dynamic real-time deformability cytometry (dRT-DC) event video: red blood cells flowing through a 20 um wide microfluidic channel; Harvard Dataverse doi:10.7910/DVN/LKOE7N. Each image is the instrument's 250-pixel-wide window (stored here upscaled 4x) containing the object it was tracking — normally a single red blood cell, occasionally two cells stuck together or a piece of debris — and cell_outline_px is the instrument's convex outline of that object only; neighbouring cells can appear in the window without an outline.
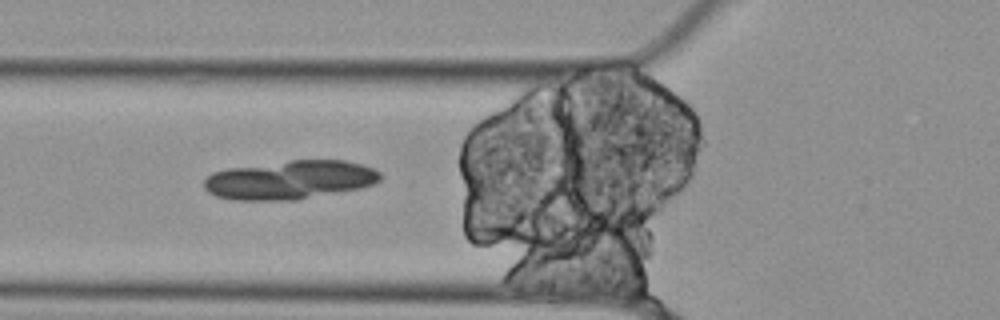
{"species": "Egyptian fruit bat (a non-hibernating species)", "species_latin": "Rousettus aegyptiacus", "temperature_condition": "cold", "stored_images_in_passage": 55, "camera_frame_rate_fps": 3000, "um_per_image_px": 0.085, "animal": {"sex": "female"}, "frame": {"image": 1, "passage_image": 19, "time_ms": 6.0, "image_size_px": [1000, 320], "cell_outline_px": [[380, 180], [372, 184], [360, 188], [296, 200], [232, 200], [216, 196], [208, 192], [204, 188], [204, 180], [212, 172], [228, 168], [292, 160], [344, 160], [364, 164], [380, 172]], "centroid_in_image_um": [24.62, 15.29], "position_along_channel_um": 101.2, "area_um2": 39.82}}
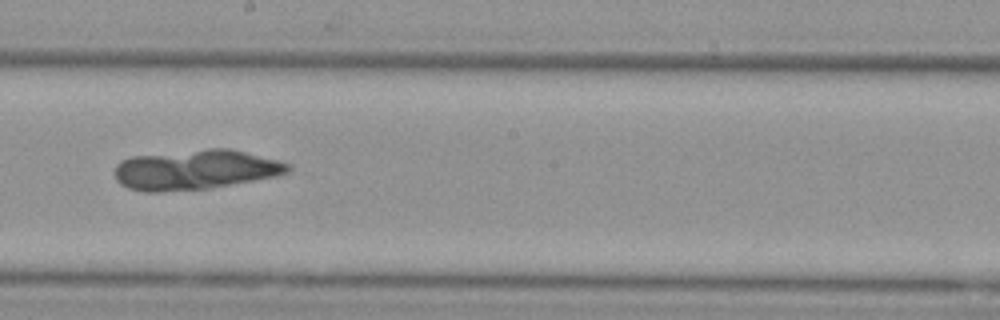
{"frame": {"image": 2, "passage_image": 30, "time_ms": 9.667, "image_size_px": [1000, 320], "cell_outline_px": [[292, 168], [288, 172], [276, 176], [208, 188], [160, 192], [144, 192], [128, 188], [120, 184], [116, 180], [116, 164], [120, 160], [132, 156], [208, 148], [228, 148], [292, 164]], "centroid_in_image_um": [16.58, 14.42], "position_along_channel_um": 231.6, "area_um2": 40.11}}
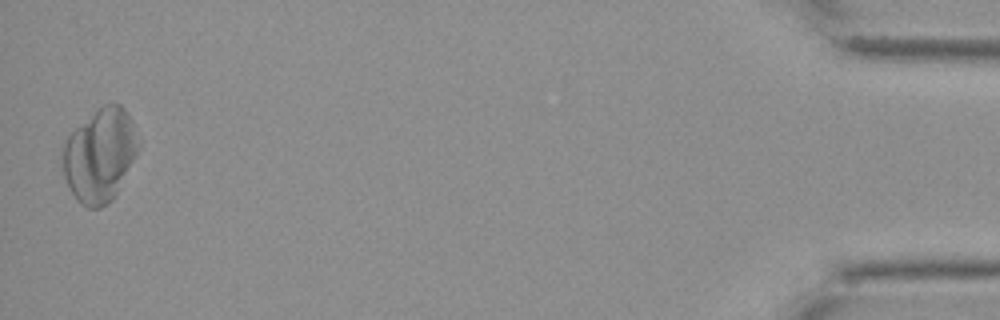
{"frame": {"image": 3, "passage_image": 54, "time_ms": 17.667, "image_size_px": [1000, 320], "cell_outline_px": [[140, 148], [116, 196], [108, 204], [100, 208], [88, 208], [80, 204], [76, 200], [68, 188], [64, 176], [60, 156], [64, 140], [76, 128], [104, 104], [120, 104], [124, 108], [132, 120]], "centroid_in_image_um": [8.47, 13.24], "position_along_channel_um": 426.7, "area_um2": 41.56}}